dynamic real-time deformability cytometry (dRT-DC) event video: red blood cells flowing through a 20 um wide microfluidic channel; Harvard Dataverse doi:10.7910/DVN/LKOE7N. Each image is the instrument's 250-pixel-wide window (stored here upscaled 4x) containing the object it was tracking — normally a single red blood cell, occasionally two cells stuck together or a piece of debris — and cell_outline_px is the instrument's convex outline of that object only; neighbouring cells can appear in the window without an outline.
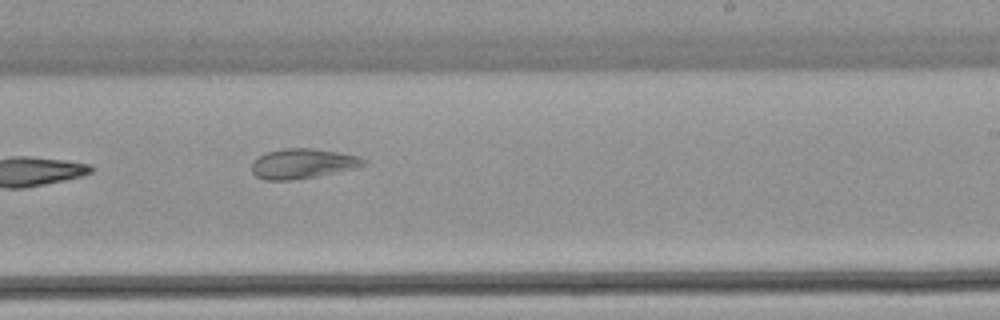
{"species": "common noctule bat (a hibernating species)", "species_latin": "Nyctalus noctula", "temperature_condition": "warm", "stored_images_in_passage": 36, "segment_of_instrument_passage": [1, 2], "camera_frame_rate_fps": 3000, "um_per_image_px": 0.085, "animal": {"sex": "female", "body_mass_g": 22.7, "forearm_length_mm": 54.2}, "frame": {"image": 1, "passage_image": 16, "time_ms": 5.0, "image_size_px": [1000, 320], "cell_outline_px": [[368, 164], [356, 168], [316, 176], [292, 180], [264, 180], [256, 176], [252, 172], [252, 164], [260, 156], [268, 152], [284, 148], [312, 148], [360, 156], [368, 160]], "centroid_in_image_um": [25.78, 13.91], "position_along_channel_um": 263.2, "area_um2": 19.42}}